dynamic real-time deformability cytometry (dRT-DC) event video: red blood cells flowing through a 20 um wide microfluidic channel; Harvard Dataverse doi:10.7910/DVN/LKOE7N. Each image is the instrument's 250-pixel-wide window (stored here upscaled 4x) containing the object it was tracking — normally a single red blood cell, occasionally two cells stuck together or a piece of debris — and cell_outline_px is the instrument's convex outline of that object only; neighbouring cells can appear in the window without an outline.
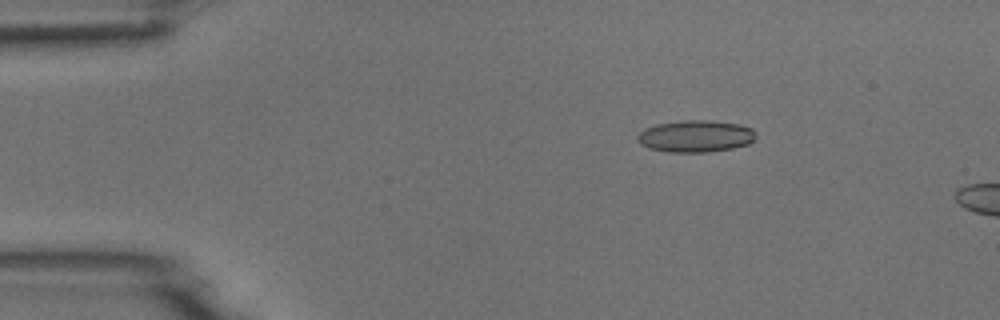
{"species": "common noctule bat (a hibernating species)", "species_latin": "Nyctalus noctula", "temperature_condition": "room temperature", "stored_images_in_passage": 5, "camera_frame_rate_fps": 3000, "um_per_image_px": 0.085, "animal": {"sex": "male", "body_mass_g": 18.8}, "frame": {"image": 1, "passage_image": 3, "time_ms": 0.667, "image_size_px": [1000, 320], "cell_outline_px": [[756, 136], [748, 144], [732, 148], [708, 152], [668, 152], [648, 148], [640, 144], [636, 140], [636, 136], [644, 128], [656, 124], [684, 120], [712, 120], [740, 124], [752, 128], [756, 132]], "centroid_in_image_um": [59.1, 11.57], "position_along_channel_um": 25.9, "area_um2": 22.25}}